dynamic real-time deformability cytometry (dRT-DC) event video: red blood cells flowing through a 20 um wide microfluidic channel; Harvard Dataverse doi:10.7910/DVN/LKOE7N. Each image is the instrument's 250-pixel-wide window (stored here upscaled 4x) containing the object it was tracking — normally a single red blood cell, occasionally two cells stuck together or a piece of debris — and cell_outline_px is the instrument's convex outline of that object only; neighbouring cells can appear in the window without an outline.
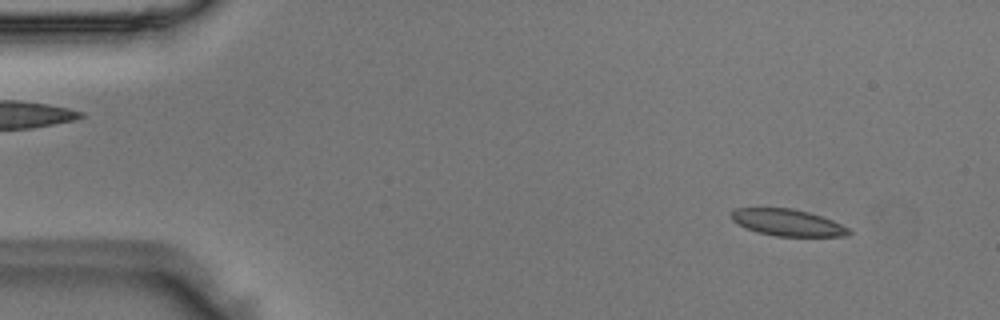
{"species": "Egyptian fruit bat (a non-hibernating species)", "species_latin": "Rousettus aegyptiacus", "temperature_condition": "room temperature", "stored_images_in_passage": 50, "camera_frame_rate_fps": 3000, "um_per_image_px": 0.085, "animal": {"sex": "male"}, "frame": {"image": 1, "passage_image": 4, "time_ms": 1.0, "image_size_px": [1000, 320], "cell_outline_px": [[852, 232], [848, 236], [776, 236], [760, 232], [748, 228], [732, 220], [732, 212], [736, 208], [792, 208], [808, 212], [832, 220], [848, 228]], "centroid_in_image_um": [66.98, 18.92], "position_along_channel_um": 18.0, "area_um2": 17.92}}
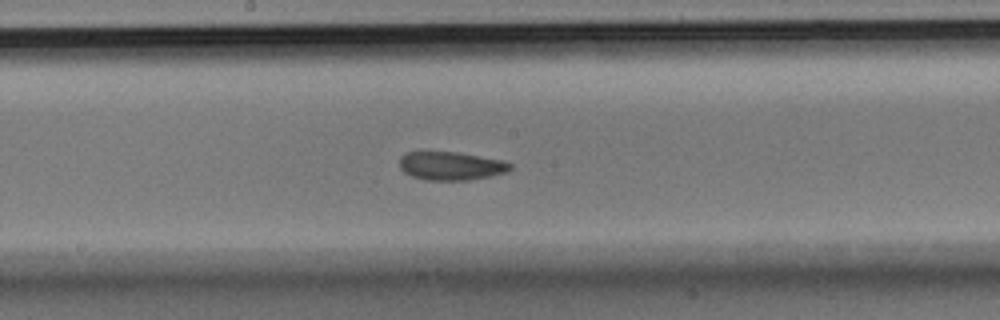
{"frame": {"image": 2, "passage_image": 26, "time_ms": 8.333, "image_size_px": [1000, 320], "cell_outline_px": [[512, 168], [508, 172], [492, 176], [468, 180], [424, 180], [412, 176], [404, 172], [400, 168], [400, 156], [404, 152], [416, 148], [456, 152], [504, 160], [512, 164]], "centroid_in_image_um": [38.27, 14.05], "position_along_channel_um": 209.9, "area_um2": 19.25}}
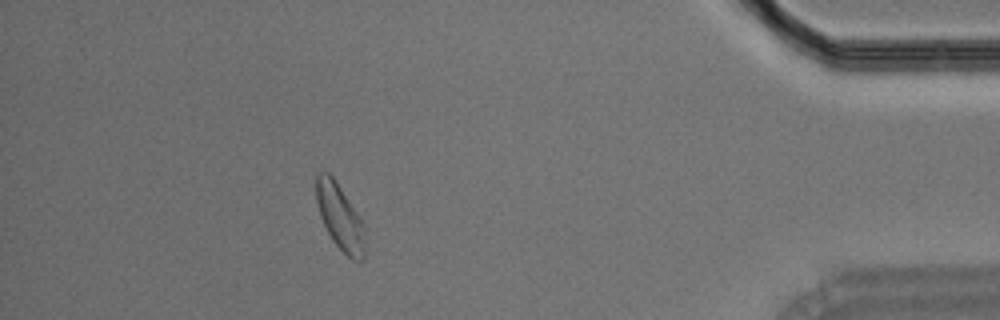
{"frame": {"image": 3, "passage_image": 45, "time_ms": 14.667, "image_size_px": [1000, 320], "cell_outline_px": [[364, 260], [352, 260], [332, 240], [320, 216], [316, 200], [316, 172], [328, 172], [336, 180], [364, 224]], "centroid_in_image_um": [28.88, 18.42], "position_along_channel_um": 406.3, "area_um2": 18.5}}